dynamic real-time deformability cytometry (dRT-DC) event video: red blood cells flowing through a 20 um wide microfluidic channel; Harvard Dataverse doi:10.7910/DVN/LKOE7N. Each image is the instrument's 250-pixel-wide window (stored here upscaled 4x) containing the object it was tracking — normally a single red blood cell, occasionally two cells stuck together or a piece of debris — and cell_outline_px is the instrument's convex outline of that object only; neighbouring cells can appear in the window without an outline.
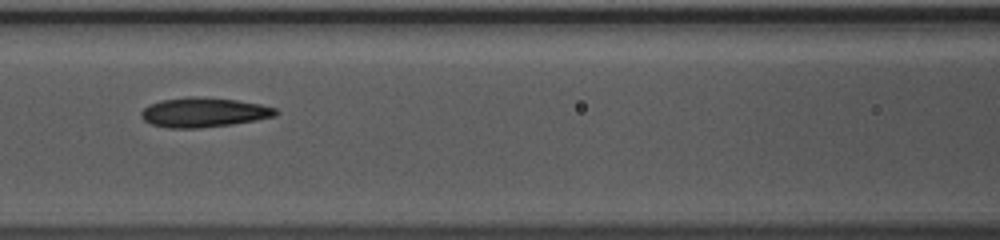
{"species": "common noctule bat (a hibernating species)", "species_latin": "Nyctalus noctula", "temperature_condition": "warm", "stored_images_in_passage": 33, "camera_frame_rate_fps": 3000, "um_per_image_px": 0.085, "animal": {"sex": "female", "body_mass_g": 10.0, "forearm_length_mm": 53.1}, "frame": {"image": 1, "passage_image": 10, "time_ms": 3.0, "image_size_px": [1000, 240], "cell_outline_px": [[280, 112], [276, 116], [256, 120], [232, 124], [200, 128], [168, 128], [152, 124], [144, 120], [140, 116], [140, 112], [148, 104], [160, 100], [192, 96], [196, 96], [236, 100], [260, 104], [276, 108]], "centroid_in_image_um": [17.31, 9.55], "position_along_channel_um": 149.3, "area_um2": 23.29}, "authors_computed_cell_mechanics": {"area_um2": 19.4208, "velocity_mm_per_s": 4.1543, "shape_relaxation_time_tau1_ms": null, "shape_relaxation_time_tau2_ms": 0.9938, "deformation_change_tau1": null, "deformation_change_tau2": 0.0823}}